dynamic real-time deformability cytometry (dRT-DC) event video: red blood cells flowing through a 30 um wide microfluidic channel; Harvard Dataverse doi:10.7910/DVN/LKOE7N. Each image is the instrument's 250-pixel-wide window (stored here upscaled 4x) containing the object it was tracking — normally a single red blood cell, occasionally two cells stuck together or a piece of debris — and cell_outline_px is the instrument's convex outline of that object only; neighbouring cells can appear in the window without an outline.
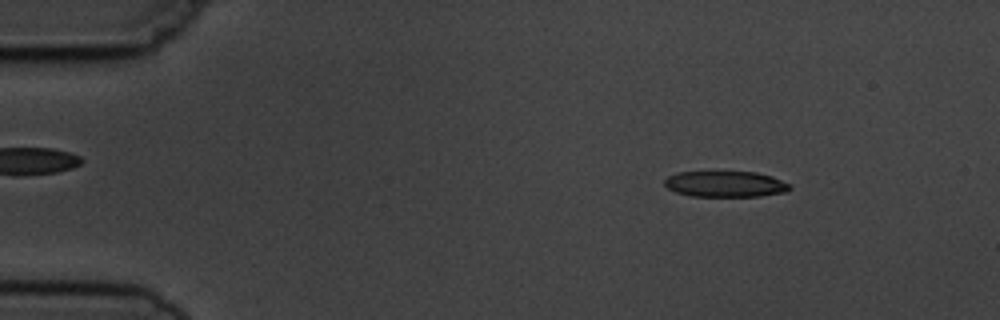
{"species": "common noctule bat (a hibernating species)", "species_latin": "Nyctalus noctula", "temperature_condition": "cold", "stored_images_in_passage": 5, "camera_frame_rate_fps": 3000, "um_per_image_px": 0.085, "animal": {"sex": "male", "body_mass_g": 19.5, "forearm_length_mm": 54.6}, "frame": {"image": 1, "passage_image": 2, "time_ms": 1.333, "image_size_px": [1000, 320], "cell_outline_px": [[792, 188], [784, 192], [760, 196], [692, 196], [676, 192], [668, 188], [664, 184], [664, 180], [668, 176], [676, 172], [756, 172], [772, 176], [792, 184]], "centroid_in_image_um": [61.68, 15.64], "position_along_channel_um": 23.3, "area_um2": 18.96}}
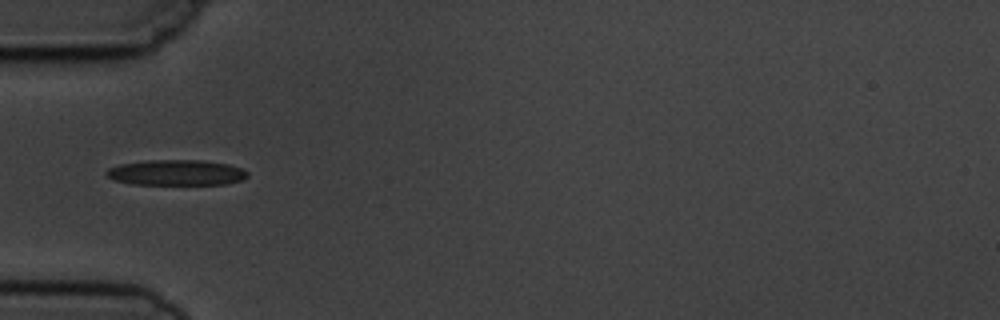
{"frame": {"image": 2, "passage_image": 5, "time_ms": 4.667, "image_size_px": [1000, 320], "cell_outline_px": [[248, 176], [244, 180], [224, 184], [132, 184], [112, 180], [104, 172], [108, 168], [120, 164], [148, 160], [200, 160], [228, 164], [240, 168], [248, 172]], "centroid_in_image_um": [14.97, 14.67], "position_along_channel_um": 70.0, "area_um2": 21.04}}